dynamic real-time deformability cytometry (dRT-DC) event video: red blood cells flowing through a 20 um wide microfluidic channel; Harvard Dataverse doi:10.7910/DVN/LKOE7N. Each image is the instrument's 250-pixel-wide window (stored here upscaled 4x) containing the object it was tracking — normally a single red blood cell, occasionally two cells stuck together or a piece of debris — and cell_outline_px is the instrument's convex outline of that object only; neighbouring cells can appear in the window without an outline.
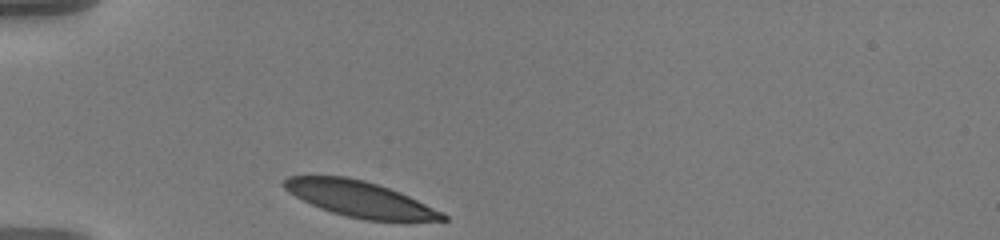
{"species": "human", "species_latin": "Homo sapiens", "temperature_condition": "warm", "stored_images_in_passage": 33, "camera_frame_rate_fps": 3000, "um_per_image_px": 0.085, "donor": {"sex": "male"}, "frame": {"image": 1, "passage_image": 1, "time_ms": 0.0, "image_size_px": [1000, 240], "cell_outline_px": [[448, 220], [364, 220], [332, 212], [320, 208], [288, 192], [280, 184], [288, 176], [348, 176], [364, 180], [400, 192], [444, 212], [448, 216]], "centroid_in_image_um": [30.58, 16.9], "position_along_channel_um": 54.4, "area_um2": 32.71}}
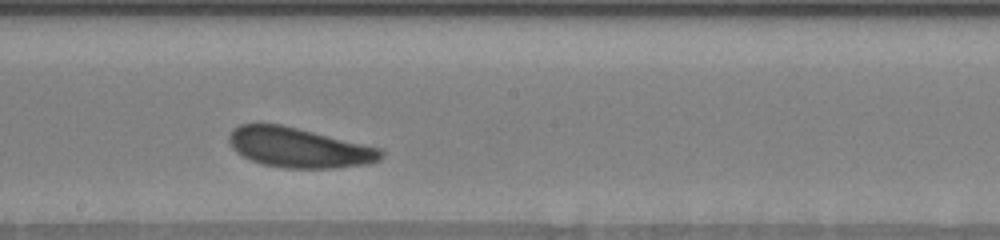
{"frame": {"image": 2, "passage_image": 17, "time_ms": 5.333, "image_size_px": [1000, 240], "cell_outline_px": [[384, 156], [380, 160], [368, 164], [332, 168], [284, 168], [264, 164], [252, 160], [236, 152], [232, 148], [228, 140], [228, 136], [232, 128], [240, 124], [280, 124], [384, 148]], "centroid_in_image_um": [25.45, 12.54], "position_along_channel_um": 222.8, "area_um2": 35.49}}
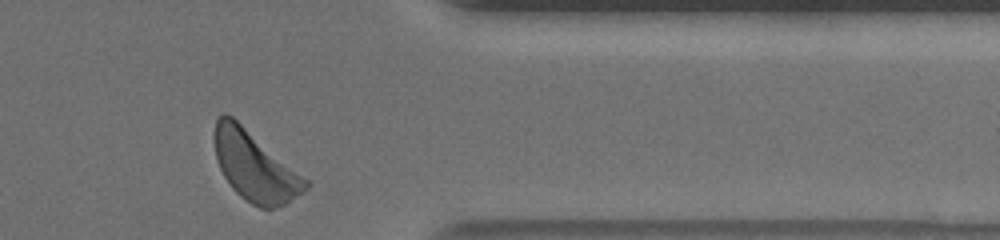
{"frame": {"image": 3, "passage_image": 32, "time_ms": 10.333, "image_size_px": [1000, 240], "cell_outline_px": [[312, 180], [308, 188], [304, 192], [284, 204], [272, 208], [260, 208], [252, 204], [240, 196], [232, 188], [224, 176], [216, 160], [216, 120], [224, 112], [232, 116]], "centroid_in_image_um": [21.74, 14.15], "position_along_channel_um": 389.7, "area_um2": 37.05}, "authors_computed_cell_mechanics": {"area_um2": 35.3158, "velocity_mm_per_s": 3.4989, "shape_relaxation_time_tau1_ms": 1.5272, "shape_relaxation_time_tau2_ms": 8.2347, "deformation_change_tau1": 0.098, "deformation_change_tau2": 0.1719}}